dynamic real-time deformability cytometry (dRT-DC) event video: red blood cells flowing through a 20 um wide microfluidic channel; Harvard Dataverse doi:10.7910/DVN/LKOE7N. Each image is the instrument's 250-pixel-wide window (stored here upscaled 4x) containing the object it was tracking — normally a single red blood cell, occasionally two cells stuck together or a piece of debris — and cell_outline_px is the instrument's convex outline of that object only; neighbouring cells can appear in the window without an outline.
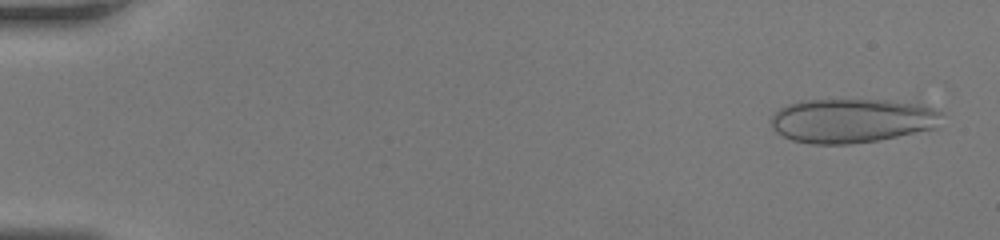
{"species": "human", "species_latin": "Homo sapiens", "temperature_condition": "room temperature", "stored_images_in_passage": 44, "camera_frame_rate_fps": 3000, "um_per_image_px": 0.085, "donor": {"sex": "female"}, "frame": {"image": 1, "passage_image": 2, "time_ms": 0.333, "image_size_px": [1000, 240], "cell_outline_px": [[944, 112], [936, 128], [876, 140], [848, 144], [812, 144], [792, 140], [776, 132], [772, 128], [768, 120], [780, 108], [788, 104], [800, 100], [888, 100], [920, 104]], "centroid_in_image_um": [72.39, 10.24], "position_along_channel_um": 12.6, "area_um2": 44.04}}
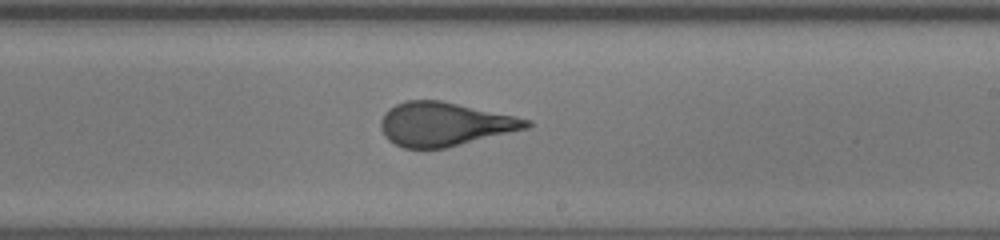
{"frame": {"image": 2, "passage_image": 28, "time_ms": 9.0, "image_size_px": [1000, 240], "cell_outline_px": [[532, 128], [448, 148], [404, 148], [388, 140], [384, 136], [380, 128], [380, 120], [384, 112], [388, 108], [404, 100], [440, 100], [516, 116], [532, 120]], "centroid_in_image_um": [37.82, 10.56], "position_along_channel_um": 251.2, "area_um2": 37.74}}
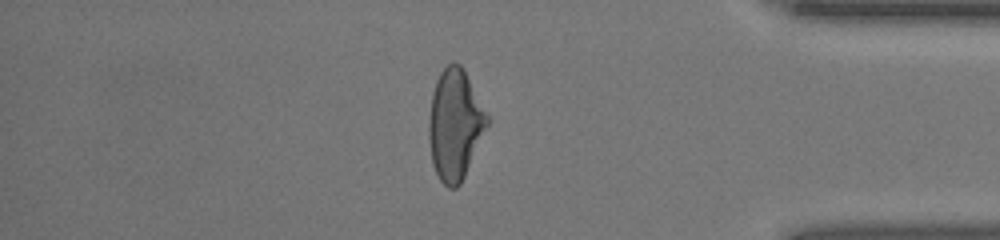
{"frame": {"image": 3, "passage_image": 39, "time_ms": 12.667, "image_size_px": [1000, 240], "cell_outline_px": [[488, 124], [464, 176], [460, 184], [456, 188], [448, 188], [440, 180], [432, 164], [428, 136], [428, 120], [432, 92], [436, 80], [440, 72], [452, 60], [460, 64], [464, 68], [488, 116]], "centroid_in_image_um": [38.64, 10.56], "position_along_channel_um": 396.6, "area_um2": 37.45}}